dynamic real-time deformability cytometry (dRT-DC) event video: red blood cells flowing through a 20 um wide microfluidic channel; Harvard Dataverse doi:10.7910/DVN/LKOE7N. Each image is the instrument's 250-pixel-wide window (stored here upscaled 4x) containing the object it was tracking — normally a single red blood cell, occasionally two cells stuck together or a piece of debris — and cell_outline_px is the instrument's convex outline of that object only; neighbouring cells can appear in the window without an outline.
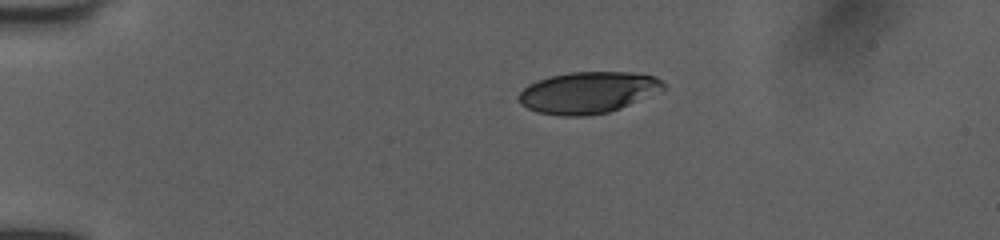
{"species": "human", "species_latin": "Homo sapiens", "temperature_condition": "room temperature", "stored_images_in_passage": 4, "camera_frame_rate_fps": 3000, "um_per_image_px": 0.085, "donor": {"sex": "female"}, "frame": {"image": 1, "passage_image": 1, "time_ms": 0.0, "image_size_px": [1000, 240], "cell_outline_px": [[664, 88], [620, 108], [608, 112], [588, 116], [560, 116], [536, 112], [512, 100], [528, 84], [536, 80], [548, 76], [572, 72], [632, 72], [656, 76], [664, 84]], "centroid_in_image_um": [49.87, 7.86], "position_along_channel_um": 35.1, "area_um2": 35.14}}
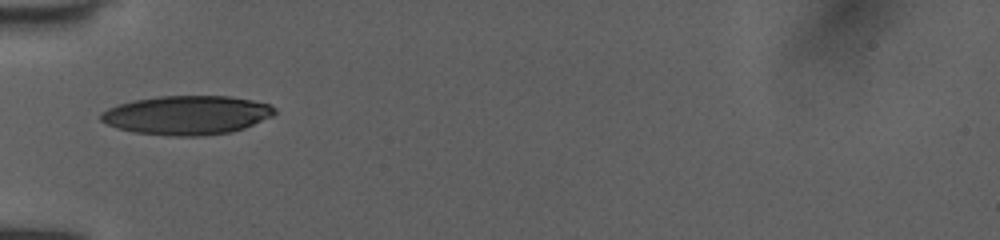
{"frame": {"image": 2, "passage_image": 4, "time_ms": 1.0, "image_size_px": [1000, 240], "cell_outline_px": [[276, 112], [272, 116], [244, 128], [232, 132], [200, 136], [172, 136], [136, 132], [116, 128], [100, 120], [100, 112], [108, 108], [120, 104], [136, 100], [160, 96], [228, 96], [252, 100], [268, 104], [276, 108]], "centroid_in_image_um": [15.89, 9.79], "position_along_channel_um": 69.1, "area_um2": 39.3}}